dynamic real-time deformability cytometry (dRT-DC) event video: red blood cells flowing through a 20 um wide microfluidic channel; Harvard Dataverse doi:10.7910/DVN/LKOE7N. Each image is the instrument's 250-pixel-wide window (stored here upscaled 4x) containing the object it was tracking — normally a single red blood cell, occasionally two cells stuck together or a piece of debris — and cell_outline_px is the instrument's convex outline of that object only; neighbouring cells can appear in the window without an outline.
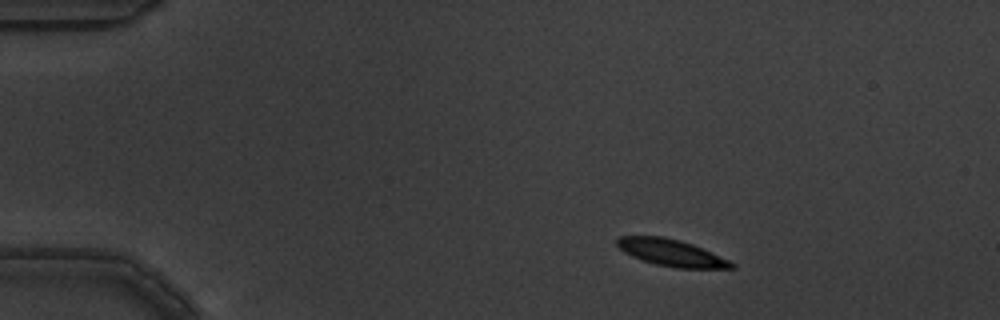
{"species": "common noctule bat (a hibernating species)", "species_latin": "Nyctalus noctula", "temperature_condition": "warm", "stored_images_in_passage": 3, "camera_frame_rate_fps": 3000, "um_per_image_px": 0.085, "animal": {"sex": "male", "body_mass_g": 19.5, "forearm_length_mm": 54.6}, "frame": {"image": 1, "passage_image": 1, "time_ms": 0.0, "image_size_px": [1000, 320], "cell_outline_px": [[736, 268], [676, 268], [656, 264], [640, 260], [624, 252], [616, 244], [616, 240], [620, 236], [664, 236], [680, 240], [692, 244], [728, 260], [736, 264]], "centroid_in_image_um": [57.03, 21.48], "position_along_channel_um": 28.0, "area_um2": 17.74}}